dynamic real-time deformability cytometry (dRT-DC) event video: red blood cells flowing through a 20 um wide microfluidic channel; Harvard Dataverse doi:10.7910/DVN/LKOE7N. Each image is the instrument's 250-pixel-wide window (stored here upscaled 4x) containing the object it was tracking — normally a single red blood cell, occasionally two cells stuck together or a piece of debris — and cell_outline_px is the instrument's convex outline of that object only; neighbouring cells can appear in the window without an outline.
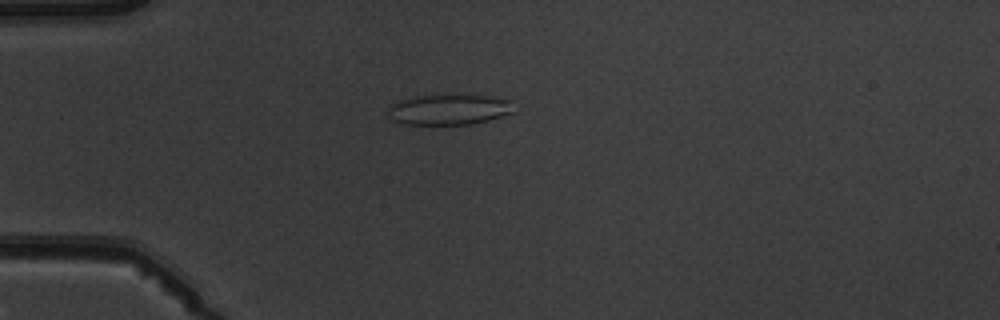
{"species": "common noctule bat (a hibernating species)", "species_latin": "Nyctalus noctula", "temperature_condition": "warm", "stored_images_in_passage": 5, "camera_frame_rate_fps": 3000, "um_per_image_px": 0.085, "animal": {"sex": "male", "body_mass_g": 19.5, "forearm_length_mm": 54.6}, "frame": {"image": 1, "passage_image": 5, "time_ms": 4.667, "image_size_px": [1000, 320], "cell_outline_px": [[512, 112], [488, 120], [468, 124], [400, 124], [392, 120], [388, 116], [388, 108], [392, 104], [400, 100], [416, 96], [488, 96], [512, 100]], "centroid_in_image_um": [38.11, 9.32], "position_along_channel_um": 46.9, "area_um2": 21.91}}